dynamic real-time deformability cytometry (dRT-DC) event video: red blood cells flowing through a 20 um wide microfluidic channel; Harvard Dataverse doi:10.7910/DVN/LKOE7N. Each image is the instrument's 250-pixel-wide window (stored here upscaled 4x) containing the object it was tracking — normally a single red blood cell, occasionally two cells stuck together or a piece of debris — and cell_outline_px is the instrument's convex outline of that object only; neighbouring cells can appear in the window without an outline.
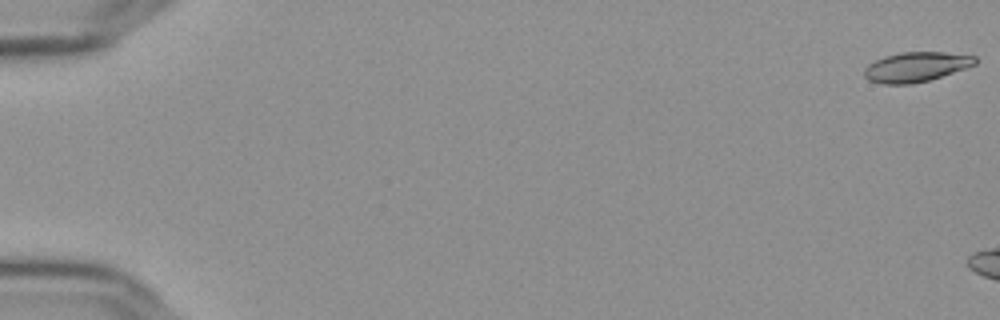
{"species": "Egyptian fruit bat (a non-hibernating species)", "species_latin": "Rousettus aegyptiacus", "temperature_condition": "cold", "stored_images_in_passage": 6, "camera_frame_rate_fps": 3000, "um_per_image_px": 0.085, "frame": {"image": 1, "passage_image": 1, "time_ms": 0.0, "image_size_px": [1000, 320], "cell_outline_px": [[976, 64], [928, 80], [912, 84], [880, 84], [868, 80], [864, 76], [864, 68], [868, 64], [884, 56], [900, 52], [944, 52], [976, 56]], "centroid_in_image_um": [77.81, 5.68], "position_along_channel_um": 7.2, "area_um2": 19.13}}